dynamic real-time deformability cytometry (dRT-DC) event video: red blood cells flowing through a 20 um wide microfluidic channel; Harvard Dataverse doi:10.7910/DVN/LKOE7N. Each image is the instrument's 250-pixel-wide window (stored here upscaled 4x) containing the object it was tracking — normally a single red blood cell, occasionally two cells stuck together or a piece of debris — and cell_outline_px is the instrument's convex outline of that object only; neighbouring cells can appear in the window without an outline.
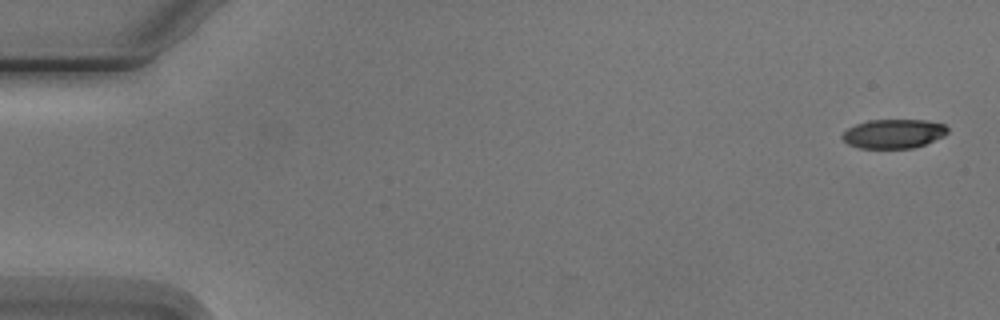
{"species": "Egyptian fruit bat (a non-hibernating species)", "species_latin": "Rousettus aegyptiacus", "temperature_condition": "cold", "stored_images_in_passage": 6, "camera_frame_rate_fps": 3000, "um_per_image_px": 0.085, "animal": {"sex": "male"}, "frame": {"image": 1, "passage_image": 1, "time_ms": 0.0, "image_size_px": [1000, 320], "cell_outline_px": [[948, 132], [944, 136], [924, 144], [912, 148], [860, 148], [848, 144], [840, 136], [848, 128], [856, 124], [868, 120], [928, 120], [944, 124], [948, 128]], "centroid_in_image_um": [75.96, 11.36], "position_along_channel_um": 9.0, "area_um2": 17.86}}